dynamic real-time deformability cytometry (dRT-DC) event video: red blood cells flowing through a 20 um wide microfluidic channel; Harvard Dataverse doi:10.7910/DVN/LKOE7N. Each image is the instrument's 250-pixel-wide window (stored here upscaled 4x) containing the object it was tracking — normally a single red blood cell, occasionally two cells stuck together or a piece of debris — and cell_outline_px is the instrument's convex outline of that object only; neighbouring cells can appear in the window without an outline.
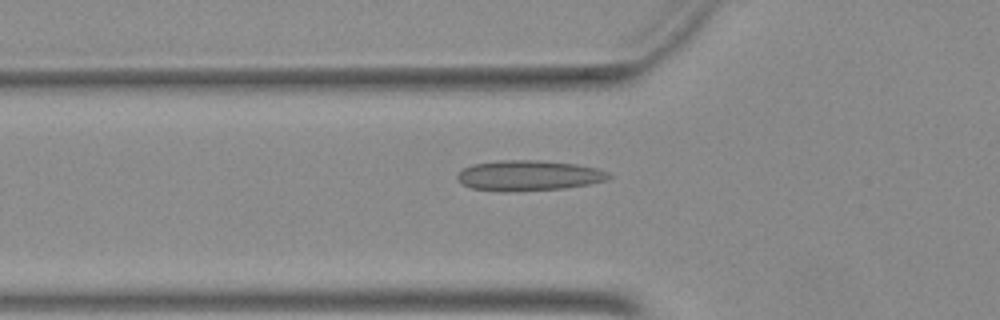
{"species": "Egyptian fruit bat (a non-hibernating species)", "species_latin": "Rousettus aegyptiacus", "temperature_condition": "warm", "stored_images_in_passage": 30, "camera_frame_rate_fps": 3000, "um_per_image_px": 0.085, "animal": {"sex": "female"}, "frame": {"image": 1, "passage_image": 4, "time_ms": 1.0, "image_size_px": [1000, 320], "cell_outline_px": [[612, 176], [604, 180], [588, 184], [560, 188], [508, 192], [504, 192], [472, 188], [456, 180], [456, 172], [472, 164], [500, 160], [536, 160], [572, 164], [596, 168], [608, 172]], "centroid_in_image_um": [44.85, 14.92], "position_along_channel_um": 81.0, "area_um2": 26.59}}
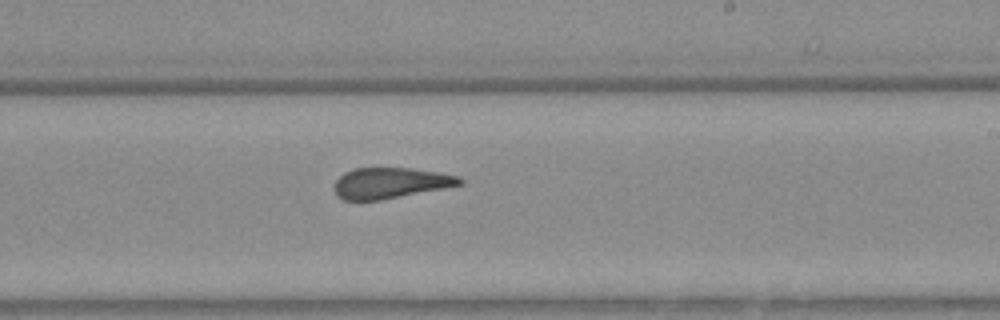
{"frame": {"image": 2, "passage_image": 17, "time_ms": 5.333, "image_size_px": [1000, 320], "cell_outline_px": [[464, 184], [380, 200], [344, 200], [336, 196], [336, 180], [344, 172], [352, 168], [412, 168], [440, 172], [460, 176], [464, 180]], "centroid_in_image_um": [33.21, 15.54], "position_along_channel_um": 255.8, "area_um2": 22.48}}
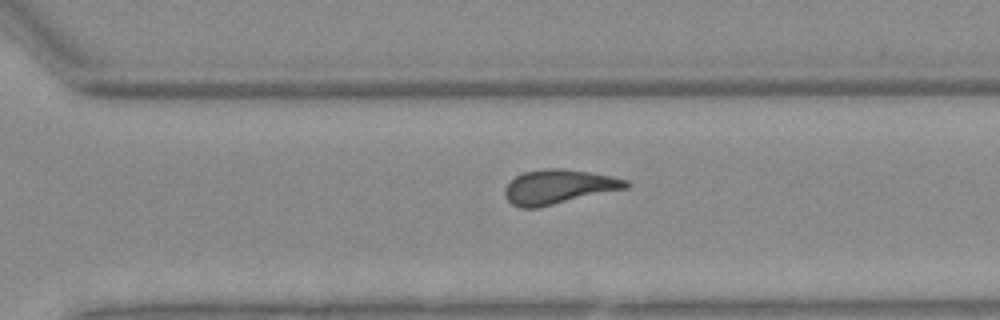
{"frame": {"image": 3, "passage_image": 22, "time_ms": 7.0, "image_size_px": [1000, 320], "cell_outline_px": [[632, 184], [628, 188], [536, 208], [520, 208], [512, 204], [508, 200], [504, 192], [504, 188], [516, 176], [524, 172], [544, 168], [564, 168], [612, 176], [628, 180]], "centroid_in_image_um": [47.5, 15.87], "position_along_channel_um": 323.1, "area_um2": 24.28}}